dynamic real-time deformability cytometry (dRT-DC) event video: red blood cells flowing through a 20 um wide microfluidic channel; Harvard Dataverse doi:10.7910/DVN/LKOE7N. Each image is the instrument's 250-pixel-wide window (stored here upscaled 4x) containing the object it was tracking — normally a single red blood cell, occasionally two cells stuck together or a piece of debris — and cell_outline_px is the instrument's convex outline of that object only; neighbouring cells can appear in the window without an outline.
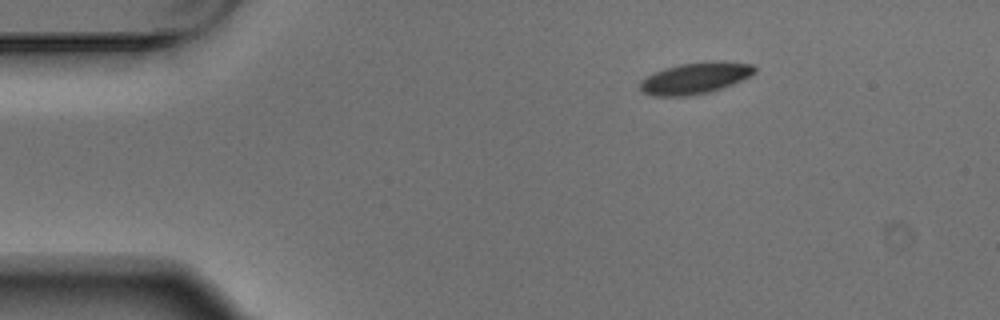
{"species": "Egyptian fruit bat (a non-hibernating species)", "species_latin": "Rousettus aegyptiacus", "temperature_condition": "warm", "stored_images_in_passage": 4, "camera_frame_rate_fps": 3000, "um_per_image_px": 0.085, "animal": {"sex": "male"}, "frame": {"image": 1, "passage_image": 1, "time_ms": 0.0, "image_size_px": [1000, 320], "cell_outline_px": [[756, 72], [732, 84], [708, 92], [688, 96], [652, 96], [640, 92], [640, 80], [664, 68], [680, 64], [716, 60], [752, 64], [756, 68]], "centroid_in_image_um": [59.06, 6.64], "position_along_channel_um": 25.9, "area_um2": 20.87}}
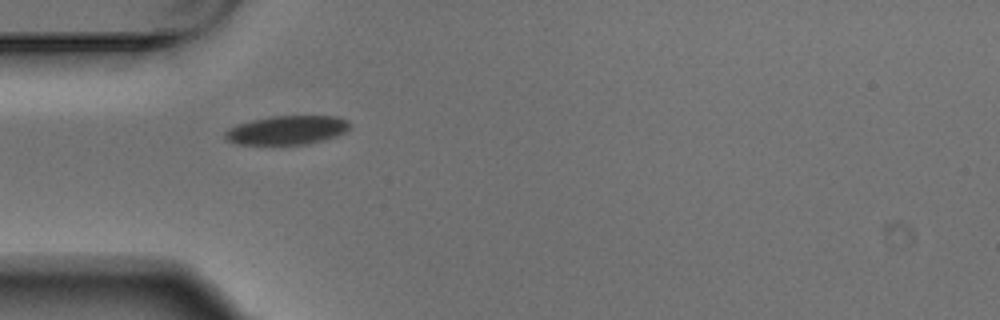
{"frame": {"image": 2, "passage_image": 3, "time_ms": 0.667, "image_size_px": [1000, 320], "cell_outline_px": [[352, 124], [344, 132], [336, 136], [324, 140], [308, 144], [240, 144], [224, 140], [224, 132], [228, 128], [236, 124], [252, 120], [272, 116], [336, 116], [348, 120]], "centroid_in_image_um": [24.38, 11.05], "position_along_channel_um": 60.6, "area_um2": 21.1}}
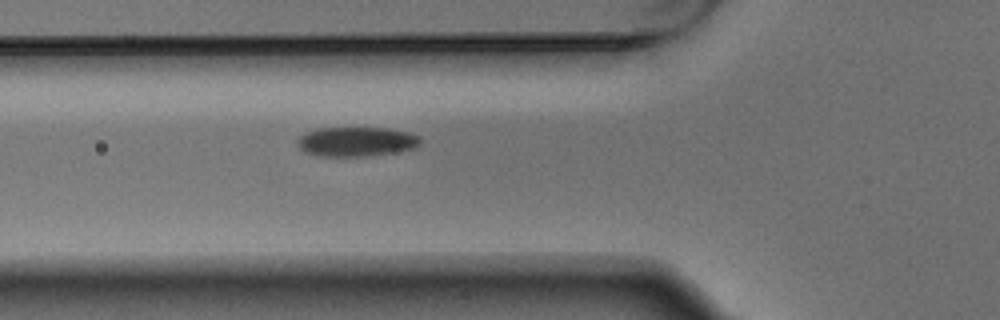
{"frame": {"image": 3, "passage_image": 4, "time_ms": 1.0, "image_size_px": [1000, 320], "cell_outline_px": [[420, 144], [416, 148], [368, 156], [320, 156], [304, 152], [296, 144], [296, 140], [304, 132], [316, 128], [388, 128], [408, 132], [420, 136]], "centroid_in_image_um": [30.26, 12.03], "position_along_channel_um": 95.5, "area_um2": 21.27}}